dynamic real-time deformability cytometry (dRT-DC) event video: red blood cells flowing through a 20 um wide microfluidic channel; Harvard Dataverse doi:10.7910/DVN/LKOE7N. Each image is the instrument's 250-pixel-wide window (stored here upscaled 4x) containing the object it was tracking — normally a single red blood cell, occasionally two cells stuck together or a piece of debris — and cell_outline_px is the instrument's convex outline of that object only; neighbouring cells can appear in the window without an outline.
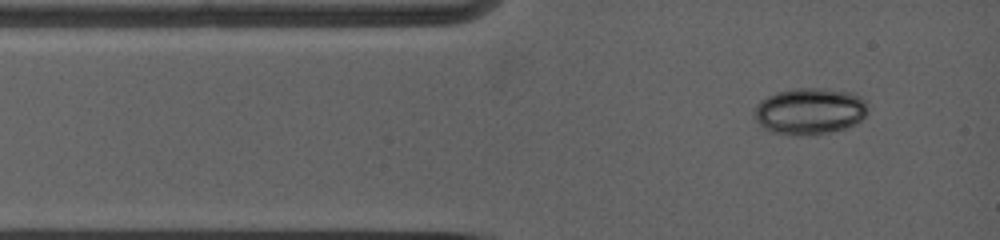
{"species": "common noctule bat (a hibernating species)", "species_latin": "Nyctalus noctula", "temperature_condition": "warm", "stored_images_in_passage": 2, "camera_frame_rate_fps": 5000, "um_per_image_px": 0.085, "animal": {"sex": "female", "body_mass_g": 19.0, "forearm_length_mm": 53.3}, "frame": {"image": 1, "passage_image": 1, "time_ms": 0.0, "image_size_px": [1000, 240], "cell_outline_px": [[864, 116], [860, 120], [852, 124], [840, 128], [820, 132], [780, 132], [768, 128], [760, 124], [756, 116], [756, 108], [768, 96], [776, 92], [796, 88], [816, 88], [848, 92], [856, 96], [864, 104]], "centroid_in_image_um": [68.81, 9.38], "position_along_channel_um": 16.2, "area_um2": 28.32}}